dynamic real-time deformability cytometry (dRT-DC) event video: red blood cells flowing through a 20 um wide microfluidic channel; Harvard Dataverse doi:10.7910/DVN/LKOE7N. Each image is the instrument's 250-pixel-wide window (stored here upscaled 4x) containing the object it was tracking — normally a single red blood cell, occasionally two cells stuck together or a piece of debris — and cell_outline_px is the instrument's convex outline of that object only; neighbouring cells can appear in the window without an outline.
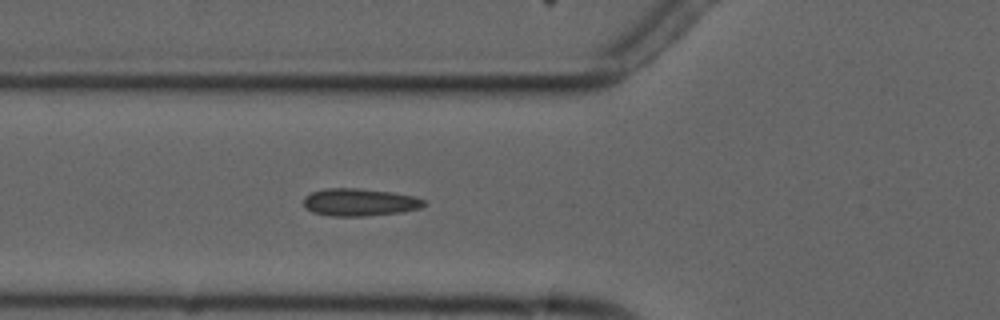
{"species": "common noctule bat (a hibernating species)", "species_latin": "Nyctalus noctula", "temperature_condition": "cold", "stored_images_in_passage": 3, "camera_frame_rate_fps": 3000, "um_per_image_px": 0.085, "animal": {"sex": "male", "forearm_length_mm": 52.5}, "frame": {"image": 1, "passage_image": 3, "time_ms": 2.333, "image_size_px": [1000, 320], "cell_outline_px": [[428, 204], [420, 208], [400, 212], [368, 216], [332, 216], [312, 212], [304, 204], [304, 196], [312, 192], [328, 188], [360, 188], [392, 192], [416, 196], [424, 200]], "centroid_in_image_um": [30.61, 17.18], "position_along_channel_um": 95.2, "area_um2": 19.36}}